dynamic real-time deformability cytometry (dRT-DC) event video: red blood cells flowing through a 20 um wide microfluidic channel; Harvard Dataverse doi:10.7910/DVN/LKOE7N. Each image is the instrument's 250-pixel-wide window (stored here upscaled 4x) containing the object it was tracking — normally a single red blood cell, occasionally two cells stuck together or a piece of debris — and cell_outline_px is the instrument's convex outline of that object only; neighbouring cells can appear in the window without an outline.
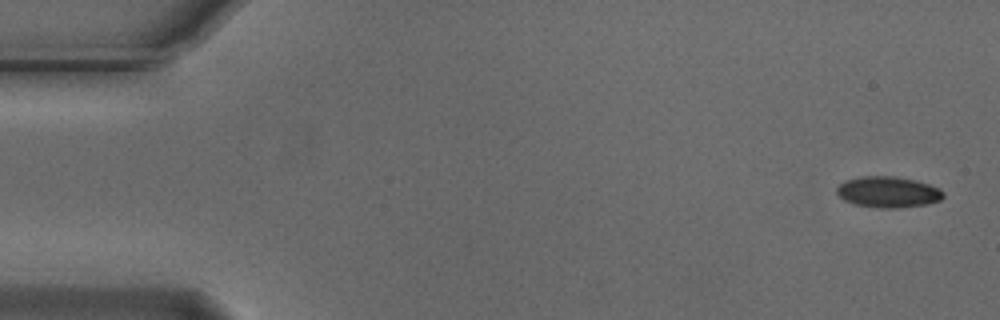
{"species": "Egyptian fruit bat (a non-hibernating species)", "species_latin": "Rousettus aegyptiacus", "temperature_condition": "cold", "stored_images_in_passage": 23, "camera_frame_rate_fps": 3000, "um_per_image_px": 0.085, "animal": {"sex": "male"}, "frame": {"image": 1, "passage_image": 1, "time_ms": 0.0, "image_size_px": [1000, 320], "cell_outline_px": [[944, 196], [940, 200], [928, 204], [900, 208], [880, 208], [856, 204], [844, 200], [836, 192], [836, 188], [844, 180], [864, 176], [896, 176], [916, 180], [940, 188], [944, 192]], "centroid_in_image_um": [75.51, 16.32], "position_along_channel_um": 9.5, "area_um2": 19.36}}
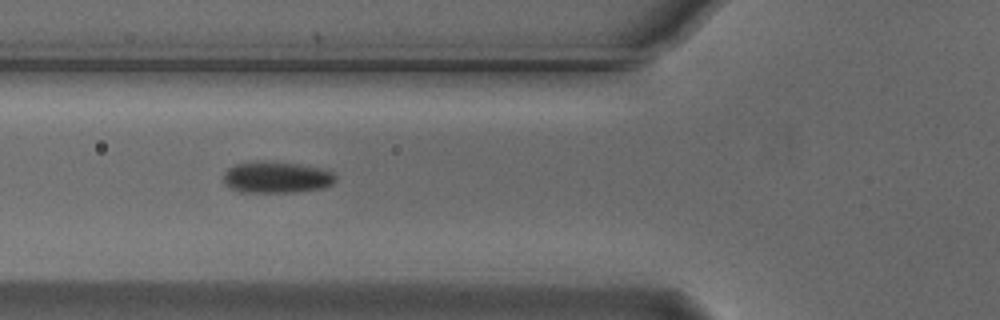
{"frame": {"image": 2, "passage_image": 19, "time_ms": 6.0, "image_size_px": [1000, 320], "cell_outline_px": [[336, 180], [332, 184], [324, 188], [292, 192], [240, 192], [224, 184], [224, 172], [228, 168], [236, 164], [296, 164], [316, 168], [332, 172], [336, 176]], "centroid_in_image_um": [23.52, 15.13], "position_along_channel_um": 102.3, "area_um2": 19.54}}
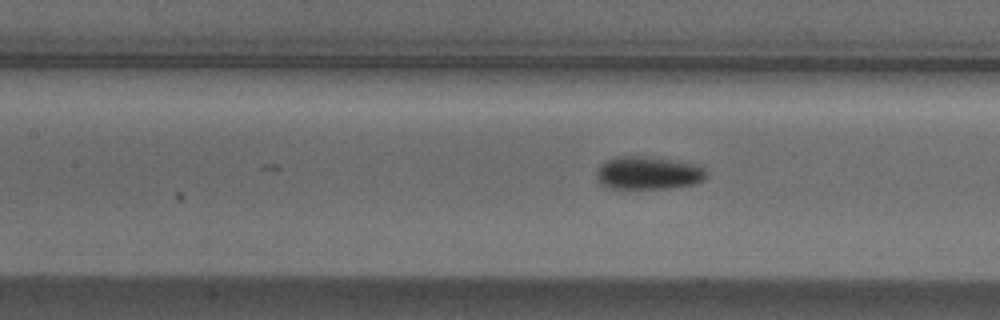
{"frame": {"image": 3, "passage_image": 23, "time_ms": 7.333, "image_size_px": [1000, 320], "cell_outline_px": [[708, 172], [704, 180], [692, 184], [668, 188], [608, 188], [600, 184], [596, 180], [596, 172], [600, 164], [616, 156], [640, 156], [700, 164]], "centroid_in_image_um": [55.08, 14.7], "position_along_channel_um": 152.3, "area_um2": 21.15}}